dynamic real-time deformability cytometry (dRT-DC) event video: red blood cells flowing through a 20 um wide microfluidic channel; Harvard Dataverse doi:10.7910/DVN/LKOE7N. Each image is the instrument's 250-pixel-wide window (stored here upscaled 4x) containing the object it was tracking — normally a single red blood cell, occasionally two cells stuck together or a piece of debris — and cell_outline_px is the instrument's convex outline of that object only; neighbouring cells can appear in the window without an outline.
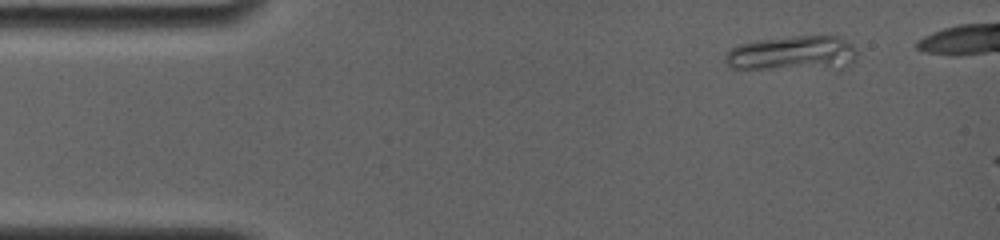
{"species": "common noctule bat (a hibernating species)", "species_latin": "Nyctalus noctula", "temperature_condition": "room temperature", "stored_images_in_passage": 5, "camera_frame_rate_fps": 4000, "um_per_image_px": 0.085, "animal": {"sex": "female", "body_mass_g": 19.0, "forearm_length_mm": 56.7}, "frame": {"image": 1, "passage_image": 1, "time_ms": 0.0, "image_size_px": [1000, 240], "cell_outline_px": [[856, 60], [844, 68], [732, 68], [724, 60], [724, 56], [736, 44], [760, 40], [796, 36], [836, 36], [848, 40], [852, 44], [856, 52]], "centroid_in_image_um": [67.4, 4.52], "position_along_channel_um": 17.6, "area_um2": 26.47}}